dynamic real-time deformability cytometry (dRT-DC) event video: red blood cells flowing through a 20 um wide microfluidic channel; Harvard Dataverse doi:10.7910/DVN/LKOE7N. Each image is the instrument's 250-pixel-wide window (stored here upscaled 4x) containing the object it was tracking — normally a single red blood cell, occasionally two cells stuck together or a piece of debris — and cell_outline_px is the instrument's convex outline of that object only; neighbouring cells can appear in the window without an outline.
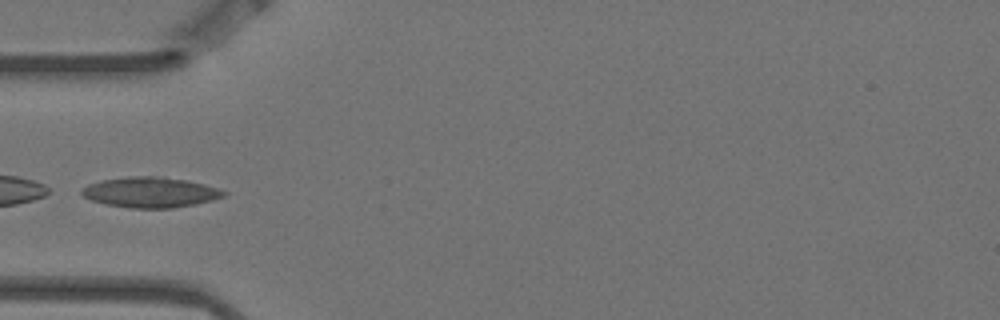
{"species": "Egyptian fruit bat (a non-hibernating species)", "species_latin": "Rousettus aegyptiacus", "temperature_condition": "warm", "stored_images_in_passage": 3, "camera_frame_rate_fps": 3000, "um_per_image_px": 0.085, "animal": {"sex": "female"}, "frame": {"image": 1, "passage_image": 3, "time_ms": 0.667, "image_size_px": [1000, 320], "cell_outline_px": [[228, 192], [224, 196], [212, 200], [172, 208], [132, 208], [104, 204], [92, 200], [84, 196], [80, 192], [80, 188], [88, 184], [100, 180], [128, 176], [156, 176], [188, 180], [204, 184]], "centroid_in_image_um": [12.73, 16.33], "position_along_channel_um": 72.3, "area_um2": 25.14}}